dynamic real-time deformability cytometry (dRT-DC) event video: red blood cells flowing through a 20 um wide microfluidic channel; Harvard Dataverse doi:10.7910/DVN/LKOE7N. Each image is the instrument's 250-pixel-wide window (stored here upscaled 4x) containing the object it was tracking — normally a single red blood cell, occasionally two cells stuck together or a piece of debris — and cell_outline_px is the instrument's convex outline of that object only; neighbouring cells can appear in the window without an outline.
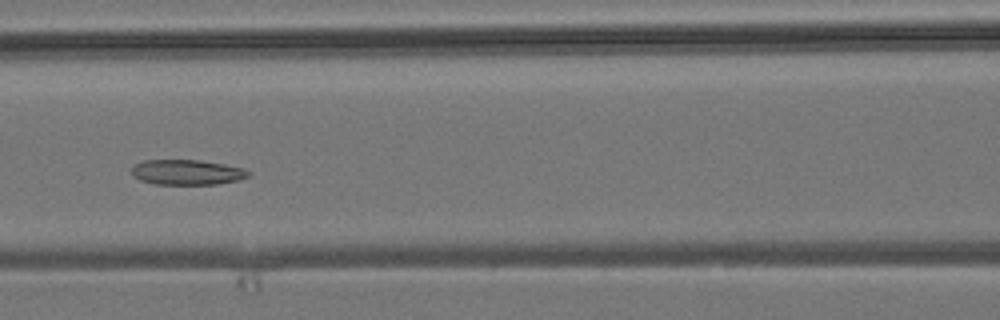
{"species": "common noctule bat (a hibernating species)", "species_latin": "Nyctalus noctula", "temperature_condition": "room temperature", "stored_images_in_passage": 5, "camera_frame_rate_fps": 3000, "um_per_image_px": 0.085, "animal": {"sex": "male", "body_mass_g": 19.2, "forearm_length_mm": 51.8}, "frame": {"image": 1, "passage_image": 5, "time_ms": 4.667, "image_size_px": [1000, 320], "cell_outline_px": [[252, 172], [248, 176], [236, 180], [216, 184], [156, 184], [140, 180], [132, 176], [132, 168], [136, 164], [144, 160], [200, 160], [224, 164], [244, 168]], "centroid_in_image_um": [15.89, 14.63], "position_along_channel_um": 150.7, "area_um2": 17.05}}